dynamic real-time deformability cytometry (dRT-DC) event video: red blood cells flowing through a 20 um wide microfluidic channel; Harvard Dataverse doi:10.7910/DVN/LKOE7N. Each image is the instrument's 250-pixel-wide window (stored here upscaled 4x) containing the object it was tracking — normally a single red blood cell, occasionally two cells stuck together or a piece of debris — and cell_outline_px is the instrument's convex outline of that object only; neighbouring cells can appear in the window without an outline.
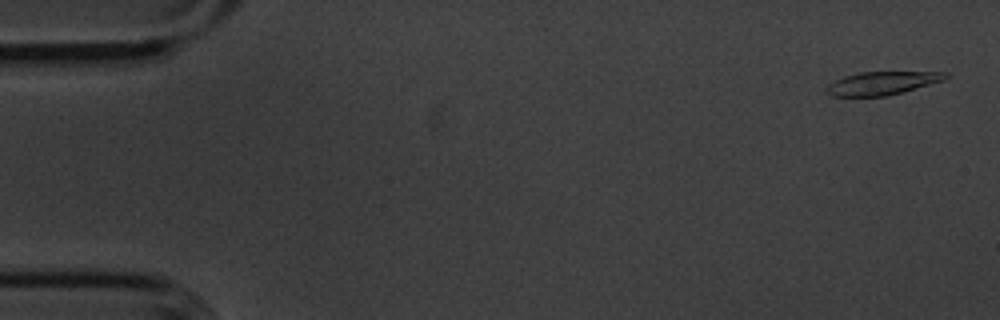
{"species": "common noctule bat (a hibernating species)", "species_latin": "Nyctalus noctula", "temperature_condition": "cold", "stored_images_in_passage": 55, "camera_frame_rate_fps": 3000, "um_per_image_px": 0.085, "animal": {"sex": "male", "body_mass_g": 20.1, "forearm_length_mm": 53.5}, "frame": {"image": 1, "passage_image": 2, "time_ms": 0.333, "image_size_px": [1000, 320], "cell_outline_px": [[948, 76], [944, 80], [904, 92], [884, 96], [832, 96], [824, 92], [824, 88], [828, 84], [844, 76], [860, 72], [948, 72]], "centroid_in_image_um": [74.95, 7.07], "position_along_channel_um": 10.1, "area_um2": 16.13}}
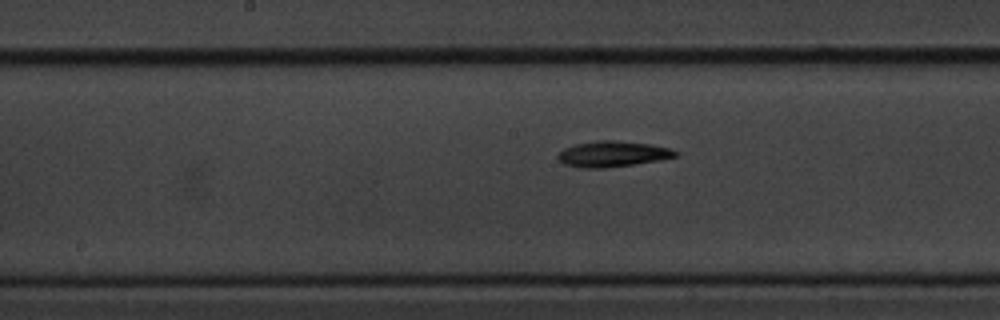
{"frame": {"image": 2, "passage_image": 28, "time_ms": 9.0, "image_size_px": [1000, 320], "cell_outline_px": [[680, 152], [676, 156], [660, 160], [636, 164], [604, 168], [580, 168], [564, 164], [556, 156], [564, 148], [572, 144], [596, 140], [616, 140], [652, 144], [672, 148]], "centroid_in_image_um": [52.09, 13.08], "position_along_channel_um": 196.1, "area_um2": 17.98}}
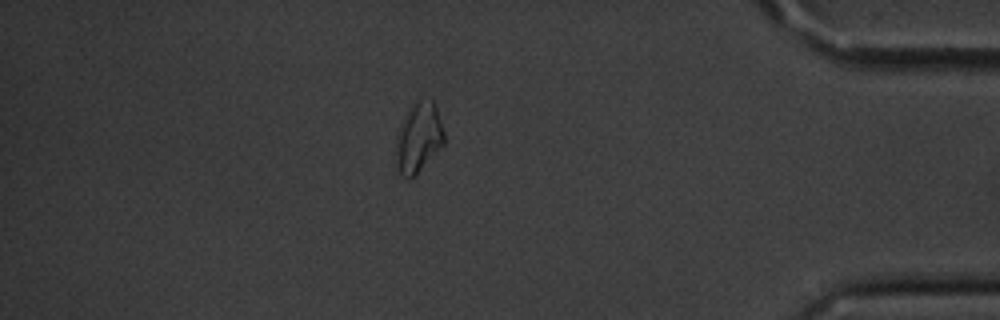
{"frame": {"image": 3, "passage_image": 48, "time_ms": 15.667, "image_size_px": [1000, 320], "cell_outline_px": [[444, 144], [416, 176], [408, 180], [396, 172], [396, 136], [404, 116], [408, 108], [416, 100], [432, 100], [436, 108], [444, 132]], "centroid_in_image_um": [35.55, 11.76], "position_along_channel_um": 399.7, "area_um2": 19.88}, "authors_computed_cell_mechanics": {"area_um2": 17.2822, "velocity_mm_per_s": 3.6029, "shape_relaxation_time_tau1_ms": 5.3359, "shape_relaxation_time_tau2_ms": null, "deformation_change_tau1": 0.159, "deformation_change_tau2": null}}